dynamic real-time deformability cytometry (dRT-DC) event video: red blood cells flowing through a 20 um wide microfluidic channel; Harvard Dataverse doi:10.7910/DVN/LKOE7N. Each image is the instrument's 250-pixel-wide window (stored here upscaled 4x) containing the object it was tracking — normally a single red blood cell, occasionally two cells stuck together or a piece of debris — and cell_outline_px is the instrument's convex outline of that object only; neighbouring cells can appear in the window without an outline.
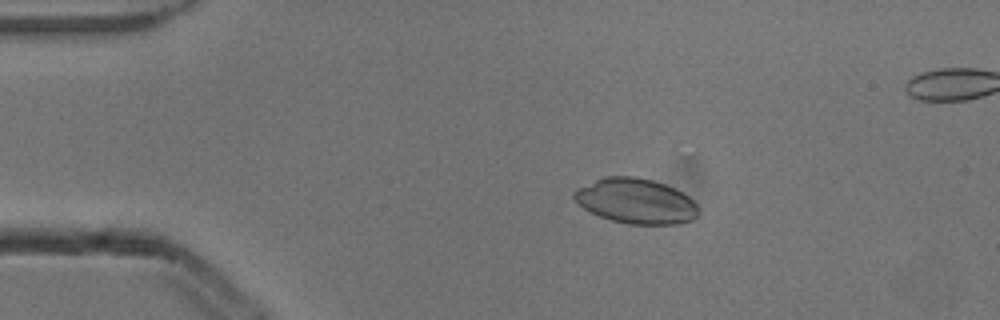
{"species": "common noctule bat (a hibernating species)", "species_latin": "Nyctalus noctula", "temperature_condition": "cold", "stored_images_in_passage": 8, "camera_frame_rate_fps": 3000, "um_per_image_px": 0.085, "animal": {"sex": "male", "body_mass_g": 13.3}, "frame": {"image": 1, "passage_image": 4, "time_ms": 1.0, "image_size_px": [1000, 320], "cell_outline_px": [[700, 212], [692, 220], [680, 224], [628, 224], [612, 220], [600, 216], [584, 208], [572, 196], [572, 192], [576, 188], [604, 176], [636, 176], [652, 180], [664, 184], [688, 196], [700, 208]], "centroid_in_image_um": [54.05, 17.09], "position_along_channel_um": 30.9, "area_um2": 32.66}}
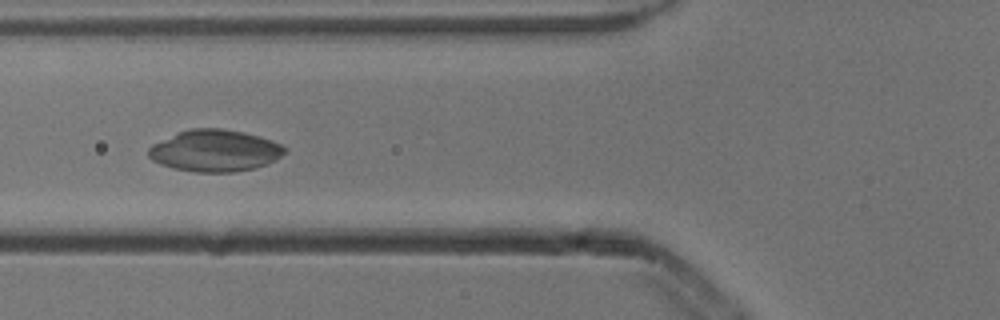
{"frame": {"image": 2, "passage_image": 7, "time_ms": 2.0, "image_size_px": [1000, 320], "cell_outline_px": [[288, 152], [276, 160], [268, 164], [256, 168], [232, 172], [196, 172], [172, 168], [160, 164], [152, 160], [148, 156], [148, 148], [152, 144], [180, 132], [192, 128], [220, 128], [244, 132], [272, 140], [288, 148]], "centroid_in_image_um": [18.3, 12.82], "position_along_channel_um": 107.5, "area_um2": 33.29}}
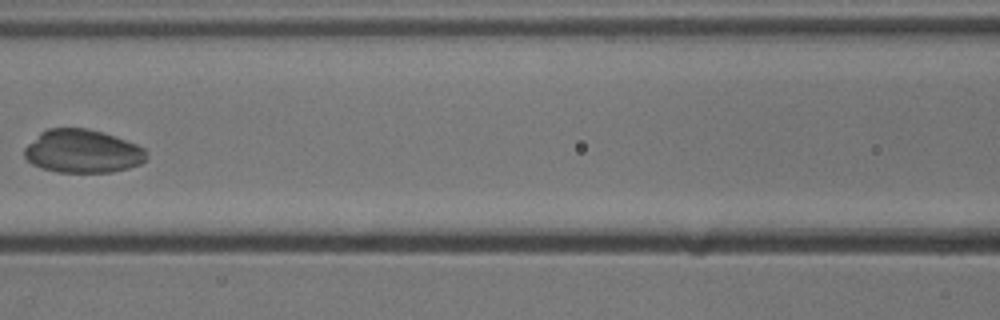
{"frame": {"image": 3, "passage_image": 8, "time_ms": 2.333, "image_size_px": [1000, 320], "cell_outline_px": [[148, 156], [140, 164], [128, 168], [112, 172], [56, 172], [40, 168], [32, 164], [24, 156], [24, 148], [40, 132], [48, 128], [88, 128], [104, 132], [116, 136], [136, 144], [144, 148], [148, 152]], "centroid_in_image_um": [7.02, 12.85], "position_along_channel_um": 159.6, "area_um2": 31.04}}